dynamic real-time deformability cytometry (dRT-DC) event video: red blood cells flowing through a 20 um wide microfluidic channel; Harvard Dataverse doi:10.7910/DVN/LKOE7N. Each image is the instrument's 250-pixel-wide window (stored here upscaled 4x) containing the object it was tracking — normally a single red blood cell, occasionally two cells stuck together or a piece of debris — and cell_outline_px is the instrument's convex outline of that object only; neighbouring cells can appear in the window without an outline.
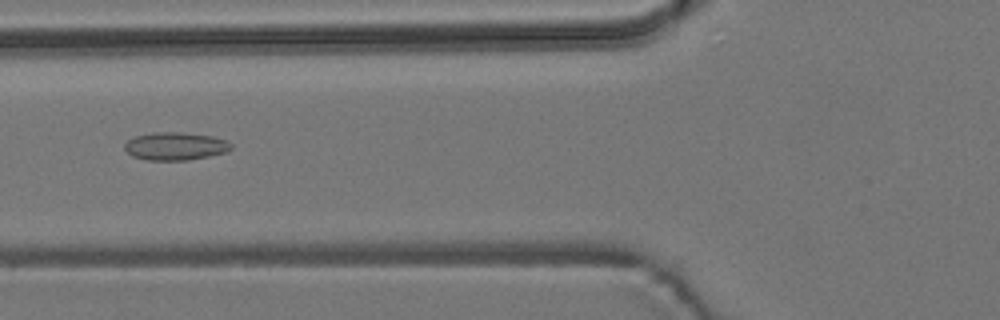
{"species": "common noctule bat (a hibernating species)", "species_latin": "Nyctalus noctula", "temperature_condition": "room temperature", "stored_images_in_passage": 9, "camera_frame_rate_fps": 3000, "um_per_image_px": 0.085, "animal": {"sex": "male", "body_mass_g": 19.2, "forearm_length_mm": 51.8}, "frame": {"image": 1, "passage_image": 6, "time_ms": 6.0, "image_size_px": [1000, 320], "cell_outline_px": [[232, 148], [224, 152], [208, 156], [188, 160], [148, 160], [132, 156], [124, 148], [124, 144], [128, 140], [136, 136], [152, 132], [180, 132], [212, 136], [224, 140], [232, 144]], "centroid_in_image_um": [14.88, 12.42], "position_along_channel_um": 110.9, "area_um2": 17.17}}
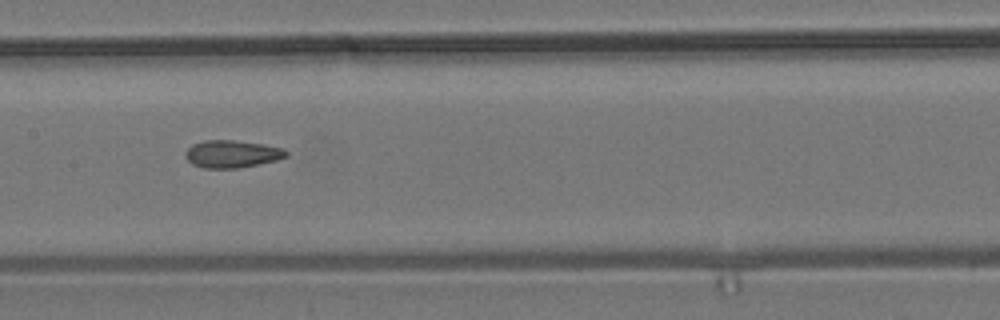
{"frame": {"image": 2, "passage_image": 8, "time_ms": 8.0, "image_size_px": [1000, 320], "cell_outline_px": [[288, 156], [276, 160], [236, 168], [204, 168], [192, 164], [184, 156], [184, 152], [192, 144], [204, 140], [232, 140], [260, 144], [284, 148], [288, 152]], "centroid_in_image_um": [19.68, 13.08], "position_along_channel_um": 187.7, "area_um2": 16.01}}
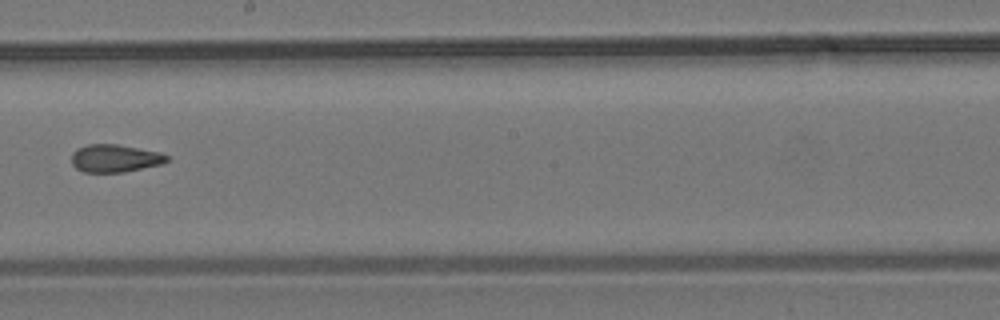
{"frame": {"image": 3, "passage_image": 9, "time_ms": 9.333, "image_size_px": [1000, 320], "cell_outline_px": [[168, 160], [160, 164], [124, 172], [84, 172], [76, 168], [72, 164], [72, 152], [76, 148], [88, 144], [116, 144], [160, 152], [168, 156]], "centroid_in_image_um": [9.73, 13.45], "position_along_channel_um": 238.5, "area_um2": 15.32}}